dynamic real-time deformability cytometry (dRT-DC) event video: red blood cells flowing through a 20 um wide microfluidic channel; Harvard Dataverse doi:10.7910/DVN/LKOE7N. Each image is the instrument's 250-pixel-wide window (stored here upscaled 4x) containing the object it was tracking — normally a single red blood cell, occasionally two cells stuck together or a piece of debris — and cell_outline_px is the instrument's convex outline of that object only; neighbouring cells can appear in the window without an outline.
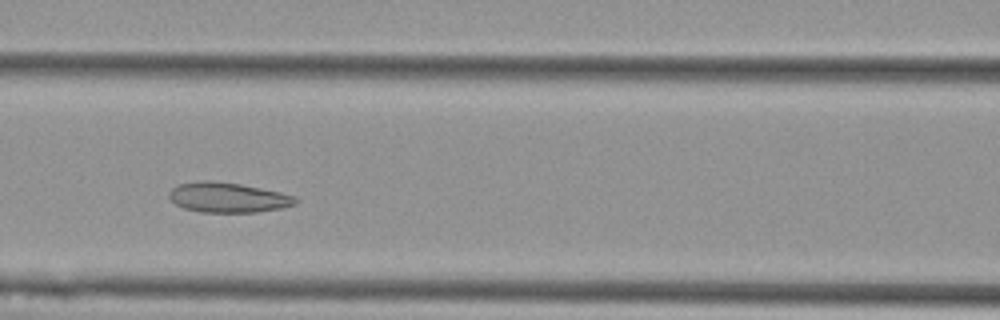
{"species": "Egyptian fruit bat (a non-hibernating species)", "species_latin": "Rousettus aegyptiacus", "temperature_condition": "cold", "stored_images_in_passage": 5, "camera_frame_rate_fps": 3000, "um_per_image_px": 0.085, "animal": {"sex": "female"}, "frame": {"image": 1, "passage_image": 5, "time_ms": 1.333, "image_size_px": [1000, 320], "cell_outline_px": [[300, 200], [296, 204], [284, 208], [256, 212], [200, 212], [184, 208], [176, 204], [168, 196], [168, 192], [172, 188], [180, 184], [200, 180], [208, 180], [240, 184], [280, 192], [296, 196]], "centroid_in_image_um": [19.41, 16.79], "position_along_channel_um": 147.2, "area_um2": 22.2}}